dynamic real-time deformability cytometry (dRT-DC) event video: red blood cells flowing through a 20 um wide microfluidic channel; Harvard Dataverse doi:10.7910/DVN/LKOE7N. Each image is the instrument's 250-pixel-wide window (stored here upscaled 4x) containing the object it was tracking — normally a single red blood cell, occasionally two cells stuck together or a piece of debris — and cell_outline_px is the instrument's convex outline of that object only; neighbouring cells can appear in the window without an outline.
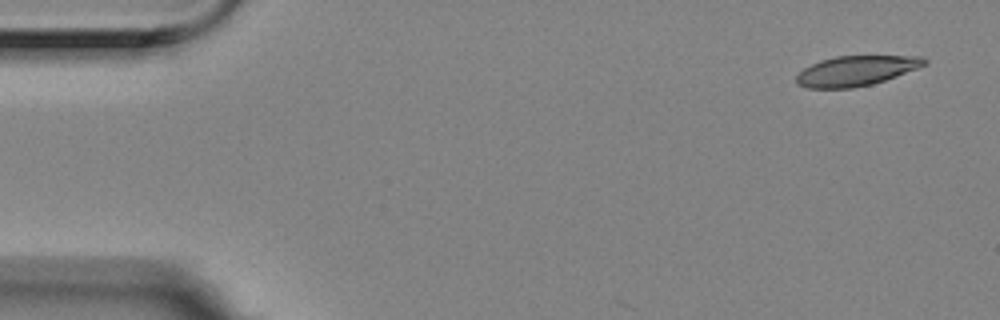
{"species": "Egyptian fruit bat (a non-hibernating species)", "species_latin": "Rousettus aegyptiacus", "temperature_condition": "room temperature", "stored_images_in_passage": 4, "camera_frame_rate_fps": 3000, "um_per_image_px": 0.085, "animal": {"sex": "female"}, "frame": {"image": 1, "passage_image": 1, "time_ms": 0.0, "image_size_px": [1000, 320], "cell_outline_px": [[928, 64], [896, 76], [872, 84], [852, 88], [808, 88], [796, 84], [796, 76], [804, 68], [820, 60], [836, 56], [924, 56], [928, 60]], "centroid_in_image_um": [72.78, 6.01], "position_along_channel_um": 12.2, "area_um2": 22.37}}